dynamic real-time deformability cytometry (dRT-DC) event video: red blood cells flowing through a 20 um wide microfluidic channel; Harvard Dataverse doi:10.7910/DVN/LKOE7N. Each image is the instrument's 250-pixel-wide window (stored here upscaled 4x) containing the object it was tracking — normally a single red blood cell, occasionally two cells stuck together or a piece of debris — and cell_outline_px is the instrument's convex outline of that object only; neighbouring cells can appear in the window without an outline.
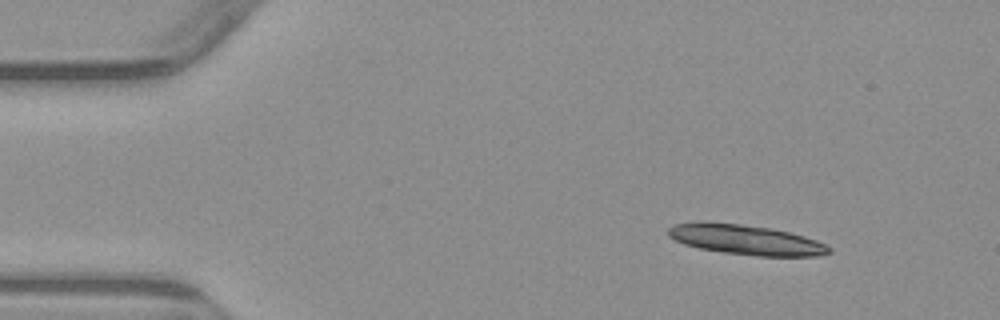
{"species": "common noctule bat (a hibernating species)", "species_latin": "Nyctalus noctula", "temperature_condition": "warm", "stored_images_in_passage": 5, "camera_frame_rate_fps": 3000, "um_per_image_px": 0.085, "animal": {"sex": "male", "body_mass_g": 23.1, "forearm_length_mm": 52.7}, "frame": {"image": 1, "passage_image": 1, "time_ms": 0.0, "image_size_px": [1000, 320], "cell_outline_px": [[832, 252], [820, 256], [756, 256], [724, 252], [700, 248], [684, 244], [668, 236], [668, 228], [672, 224], [700, 220], [708, 220], [740, 224], [768, 228], [788, 232], [804, 236], [816, 240], [832, 248]], "centroid_in_image_um": [63.35, 20.36], "position_along_channel_um": 21.6, "area_um2": 28.32}}
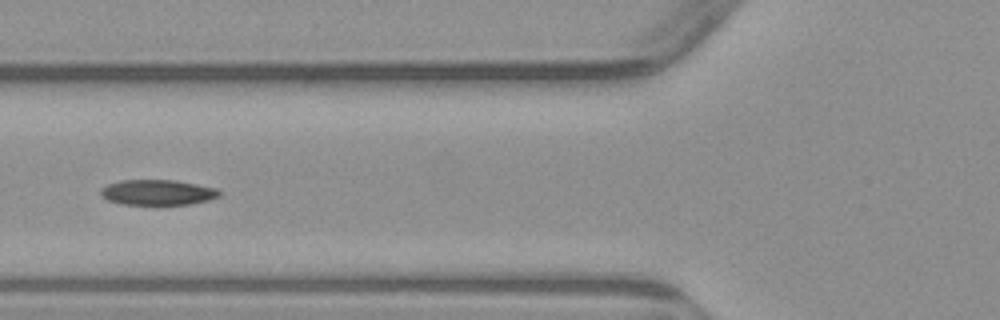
{"frame": {"image": 2, "passage_image": 4, "time_ms": 4.667, "image_size_px": [1000, 320], "cell_outline_px": [[220, 196], [208, 200], [188, 204], [156, 208], [120, 204], [108, 200], [100, 196], [100, 188], [108, 184], [120, 180], [176, 180], [216, 188], [220, 192]], "centroid_in_image_um": [13.34, 16.4], "position_along_channel_um": 112.5, "area_um2": 18.5}}
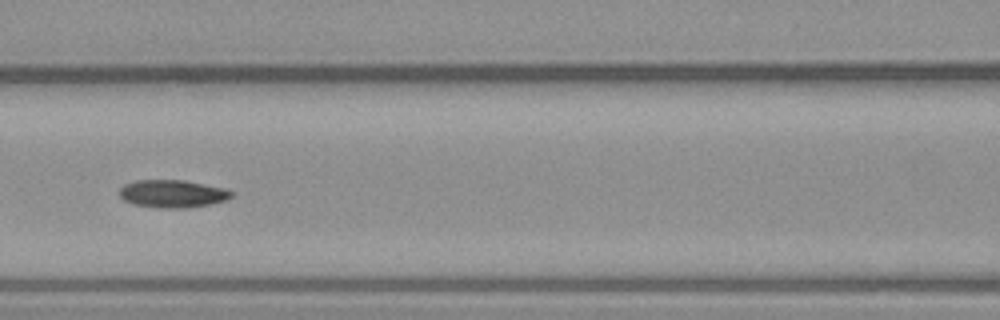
{"frame": {"image": 3, "passage_image": 5, "time_ms": 5.667, "image_size_px": [1000, 320], "cell_outline_px": [[232, 196], [228, 200], [208, 204], [184, 208], [156, 208], [132, 204], [124, 200], [120, 196], [120, 188], [124, 184], [136, 180], [184, 180], [224, 188], [232, 192]], "centroid_in_image_um": [14.64, 16.47], "position_along_channel_um": 152.0, "area_um2": 18.09}}